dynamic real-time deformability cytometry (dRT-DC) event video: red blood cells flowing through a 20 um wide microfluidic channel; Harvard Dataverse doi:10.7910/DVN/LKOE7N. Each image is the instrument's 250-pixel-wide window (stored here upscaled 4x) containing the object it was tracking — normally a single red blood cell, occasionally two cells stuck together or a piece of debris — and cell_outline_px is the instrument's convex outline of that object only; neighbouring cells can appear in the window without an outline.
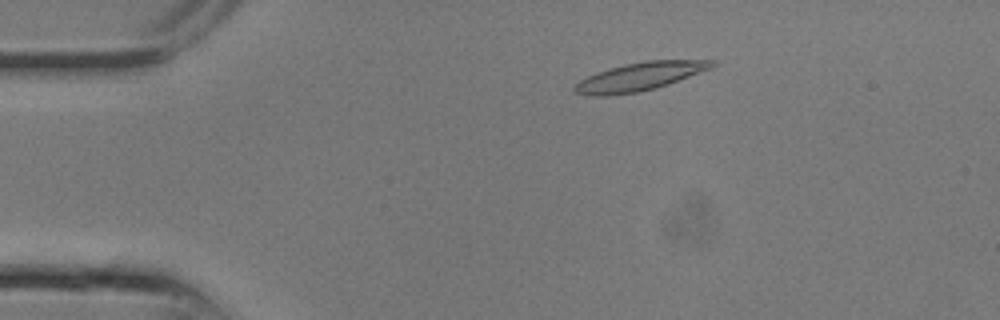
{"species": "common noctule bat (a hibernating species)", "species_latin": "Nyctalus noctula", "temperature_condition": "room temperature", "stored_images_in_passage": 10, "camera_frame_rate_fps": 3000, "um_per_image_px": 0.085, "animal": {"sex": "male", "body_mass_g": 13.3}, "frame": {"image": 1, "passage_image": 4, "time_ms": 1.0, "image_size_px": [1000, 320], "cell_outline_px": [[716, 64], [712, 68], [668, 84], [656, 88], [640, 92], [608, 96], [588, 96], [576, 92], [572, 88], [580, 80], [596, 72], [608, 68], [624, 64], [644, 60], [716, 60]], "centroid_in_image_um": [54.36, 6.51], "position_along_channel_um": 30.6, "area_um2": 22.77}}
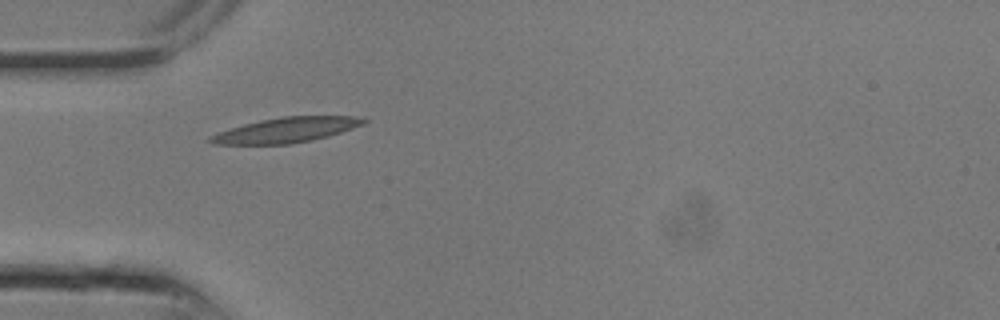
{"frame": {"image": 2, "passage_image": 7, "time_ms": 2.0, "image_size_px": [1000, 320], "cell_outline_px": [[368, 120], [364, 124], [328, 136], [312, 140], [292, 144], [212, 144], [208, 140], [208, 136], [244, 124], [260, 120], [280, 116], [364, 116]], "centroid_in_image_um": [24.36, 11.04], "position_along_channel_um": 60.6, "area_um2": 22.37}}
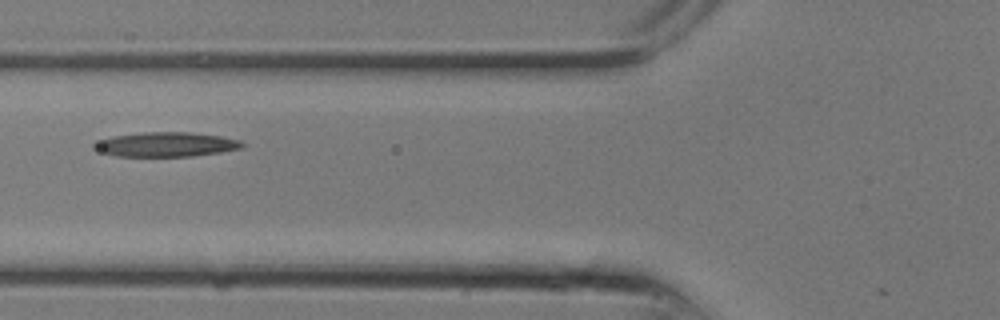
{"frame": {"image": 3, "passage_image": 9, "time_ms": 2.667, "image_size_px": [1000, 320], "cell_outline_px": [[244, 148], [220, 152], [192, 156], [116, 156], [92, 148], [92, 144], [100, 140], [112, 136], [144, 132], [188, 132], [220, 136], [240, 140], [244, 144]], "centroid_in_image_um": [14.13, 12.27], "position_along_channel_um": 111.7, "area_um2": 21.04}}